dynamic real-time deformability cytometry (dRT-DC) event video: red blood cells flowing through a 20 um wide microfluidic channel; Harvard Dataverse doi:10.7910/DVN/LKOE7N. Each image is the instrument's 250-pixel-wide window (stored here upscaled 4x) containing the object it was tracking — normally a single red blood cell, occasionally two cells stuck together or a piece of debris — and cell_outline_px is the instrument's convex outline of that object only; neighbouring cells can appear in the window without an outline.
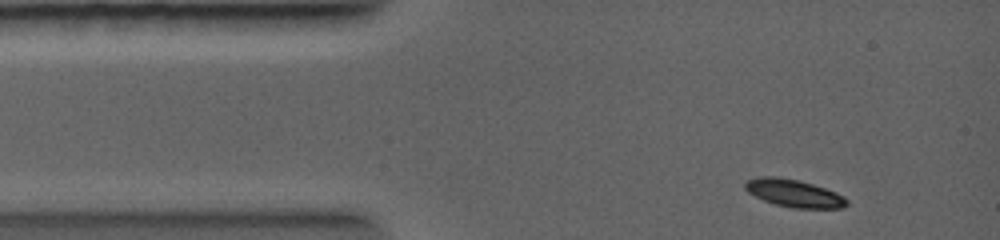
{"species": "common noctule bat (a hibernating species)", "species_latin": "Nyctalus noctula", "temperature_condition": "warm", "stored_images_in_passage": 29, "camera_frame_rate_fps": 5000, "um_per_image_px": 0.085, "animal": {"sex": "female", "body_mass_g": 19.0, "forearm_length_mm": 56.7}, "frame": {"image": 1, "passage_image": 1, "time_ms": 0.0, "image_size_px": [1000, 240], "cell_outline_px": [[848, 204], [844, 208], [792, 208], [776, 204], [764, 200], [748, 192], [744, 188], [744, 184], [748, 180], [756, 176], [776, 176], [800, 180], [836, 192], [844, 196], [848, 200]], "centroid_in_image_um": [67.49, 16.41], "position_along_channel_um": 17.5, "area_um2": 16.42}}
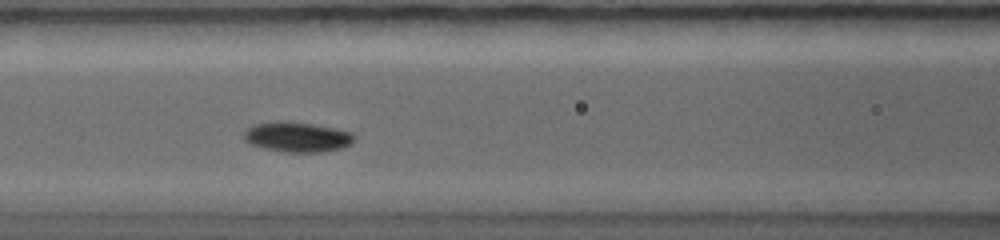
{"frame": {"image": 2, "passage_image": 11, "time_ms": 3.4, "image_size_px": [1000, 240], "cell_outline_px": [[356, 136], [352, 144], [344, 148], [324, 152], [280, 152], [264, 148], [252, 144], [244, 140], [244, 132], [252, 124], [276, 120], [288, 120], [336, 128], [352, 132]], "centroid_in_image_um": [25.29, 11.63], "position_along_channel_um": 141.3, "area_um2": 19.83}}
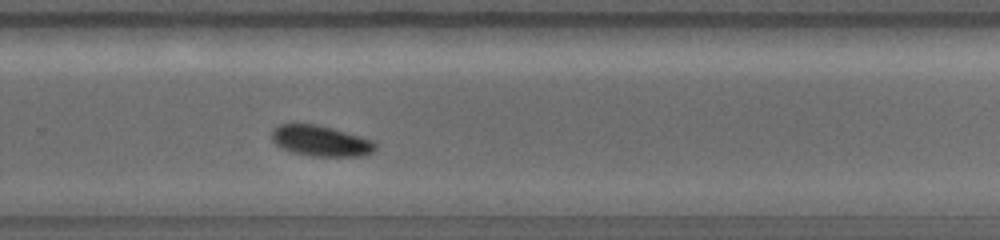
{"frame": {"image": 3, "passage_image": 21, "time_ms": 6.6, "image_size_px": [1000, 240], "cell_outline_px": [[376, 148], [372, 152], [364, 156], [316, 156], [292, 152], [276, 144], [272, 140], [272, 132], [280, 124], [316, 124], [332, 128], [360, 136], [372, 140], [376, 144]], "centroid_in_image_um": [27.29, 11.98], "position_along_channel_um": 302.5, "area_um2": 18.26}}